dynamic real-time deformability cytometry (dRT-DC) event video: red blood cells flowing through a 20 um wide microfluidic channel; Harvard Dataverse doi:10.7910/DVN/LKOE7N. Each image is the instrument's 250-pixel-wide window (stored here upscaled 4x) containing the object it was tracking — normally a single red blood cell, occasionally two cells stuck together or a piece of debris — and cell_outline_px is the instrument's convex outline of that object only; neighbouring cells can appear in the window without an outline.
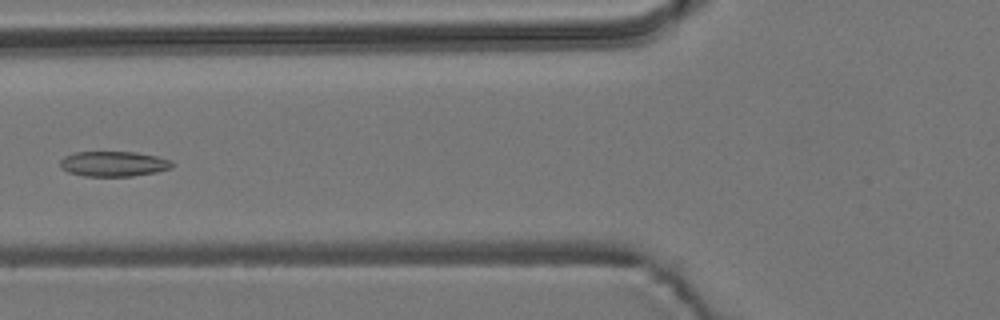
{"species": "common noctule bat (a hibernating species)", "species_latin": "Nyctalus noctula", "temperature_condition": "room temperature", "stored_images_in_passage": 6, "camera_frame_rate_fps": 3000, "um_per_image_px": 0.085, "animal": {"sex": "male", "body_mass_g": 19.2, "forearm_length_mm": 51.8}, "frame": {"image": 1, "passage_image": 3, "time_ms": 2.333, "image_size_px": [1000, 320], "cell_outline_px": [[176, 164], [172, 168], [156, 172], [132, 176], [84, 176], [68, 172], [60, 168], [60, 160], [64, 156], [76, 152], [136, 152], [156, 156], [172, 160]], "centroid_in_image_um": [9.67, 13.93], "position_along_channel_um": 116.1, "area_um2": 16.59}}
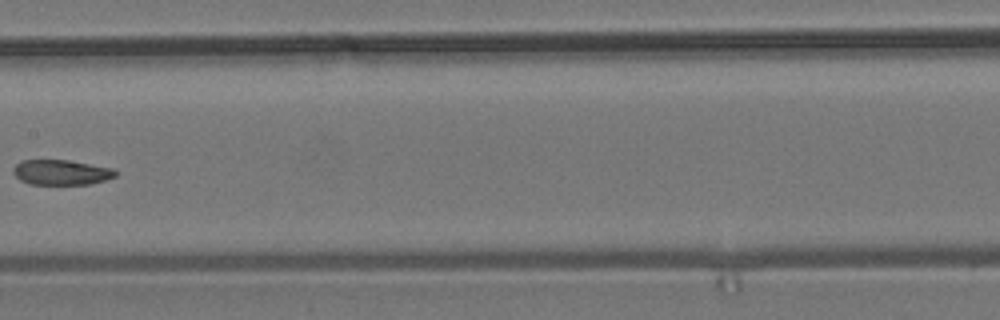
{"frame": {"image": 2, "passage_image": 5, "time_ms": 4.667, "image_size_px": [1000, 320], "cell_outline_px": [[116, 176], [104, 180], [88, 184], [32, 184], [20, 180], [12, 172], [12, 168], [20, 160], [68, 160], [112, 168], [116, 172]], "centroid_in_image_um": [5.16, 14.64], "position_along_channel_um": 202.2, "area_um2": 14.85}}
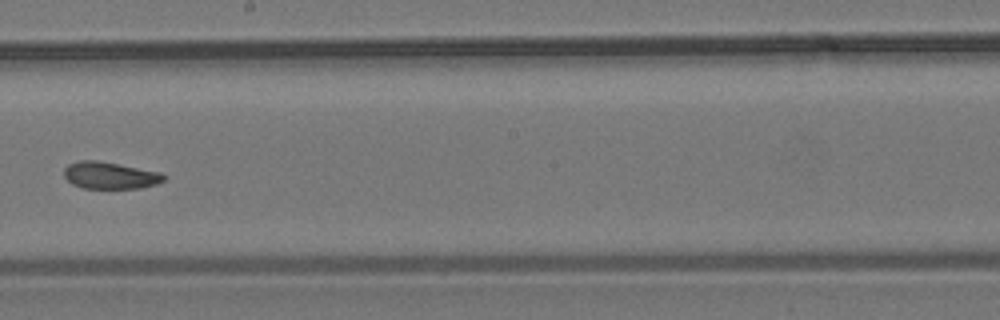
{"frame": {"image": 3, "passage_image": 6, "time_ms": 5.667, "image_size_px": [1000, 320], "cell_outline_px": [[168, 176], [164, 180], [156, 184], [140, 188], [84, 188], [72, 184], [64, 176], [64, 168], [68, 164], [80, 160], [96, 160], [160, 172]], "centroid_in_image_um": [9.35, 14.91], "position_along_channel_um": 238.9, "area_um2": 15.61}}